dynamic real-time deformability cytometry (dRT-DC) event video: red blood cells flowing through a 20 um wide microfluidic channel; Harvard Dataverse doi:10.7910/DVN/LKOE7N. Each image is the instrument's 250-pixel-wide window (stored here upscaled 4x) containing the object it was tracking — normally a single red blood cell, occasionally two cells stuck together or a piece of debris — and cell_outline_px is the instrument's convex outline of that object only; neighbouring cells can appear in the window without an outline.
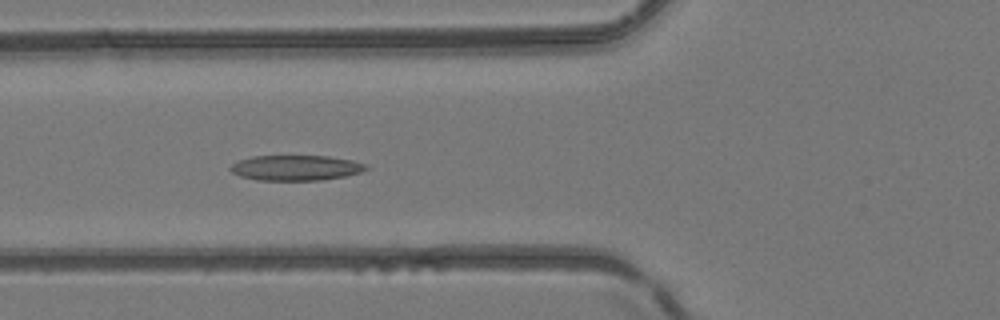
{"species": "common noctule bat (a hibernating species)", "species_latin": "Nyctalus noctula", "temperature_condition": "room temperature", "stored_images_in_passage": 48, "camera_frame_rate_fps": 3000, "um_per_image_px": 0.085, "animal": {"sex": "female", "body_mass_g": 24.6, "forearm_length_mm": 56.2}, "frame": {"image": 1, "passage_image": 16, "time_ms": 5.0, "image_size_px": [1000, 320], "cell_outline_px": [[368, 168], [360, 172], [344, 176], [324, 180], [256, 180], [240, 176], [232, 172], [228, 168], [232, 164], [240, 160], [252, 156], [328, 156], [352, 160], [368, 164]], "centroid_in_image_um": [25.15, 14.26], "position_along_channel_um": 100.7, "area_um2": 20.0}}
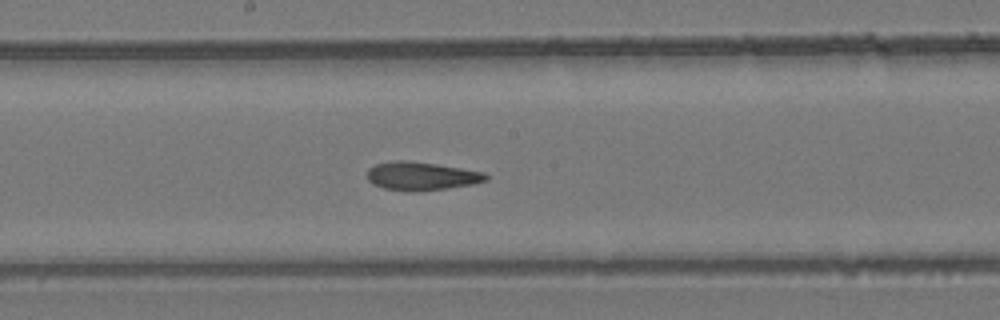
{"frame": {"image": 2, "passage_image": 24, "time_ms": 7.667, "image_size_px": [1000, 320], "cell_outline_px": [[488, 180], [472, 184], [448, 188], [416, 192], [404, 192], [384, 188], [372, 184], [368, 180], [368, 168], [376, 164], [392, 160], [408, 160], [436, 164], [484, 172], [488, 176]], "centroid_in_image_um": [35.79, 14.97], "position_along_channel_um": 212.4, "area_um2": 19.83}}
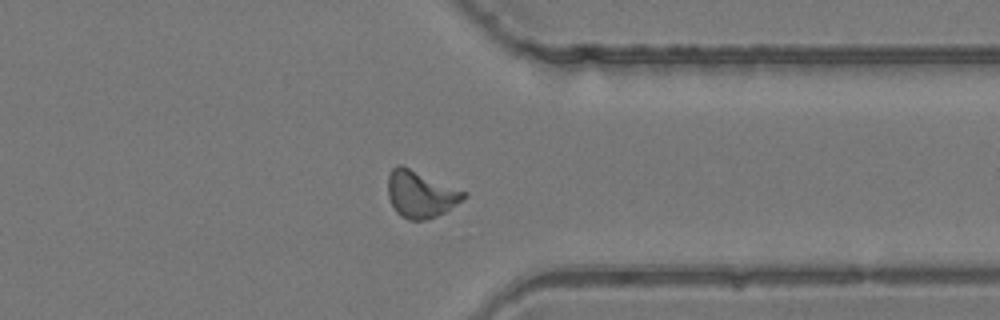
{"frame": {"image": 3, "passage_image": 36, "time_ms": 11.667, "image_size_px": [1000, 320], "cell_outline_px": [[468, 196], [464, 200], [444, 212], [436, 216], [424, 220], [408, 220], [400, 216], [396, 212], [388, 196], [388, 176], [392, 168], [396, 164], [400, 164], [468, 192]], "centroid_in_image_um": [35.76, 16.5], "position_along_channel_um": 375.6, "area_um2": 20.81}, "authors_computed_cell_mechanics": {"area_um2": 19.7676, "velocity_mm_per_s": 4.1657, "shape_relaxation_time_tau1_ms": null, "shape_relaxation_time_tau2_ms": 2.7082, "deformation_change_tau1": null, "deformation_change_tau2": 0.1061}}